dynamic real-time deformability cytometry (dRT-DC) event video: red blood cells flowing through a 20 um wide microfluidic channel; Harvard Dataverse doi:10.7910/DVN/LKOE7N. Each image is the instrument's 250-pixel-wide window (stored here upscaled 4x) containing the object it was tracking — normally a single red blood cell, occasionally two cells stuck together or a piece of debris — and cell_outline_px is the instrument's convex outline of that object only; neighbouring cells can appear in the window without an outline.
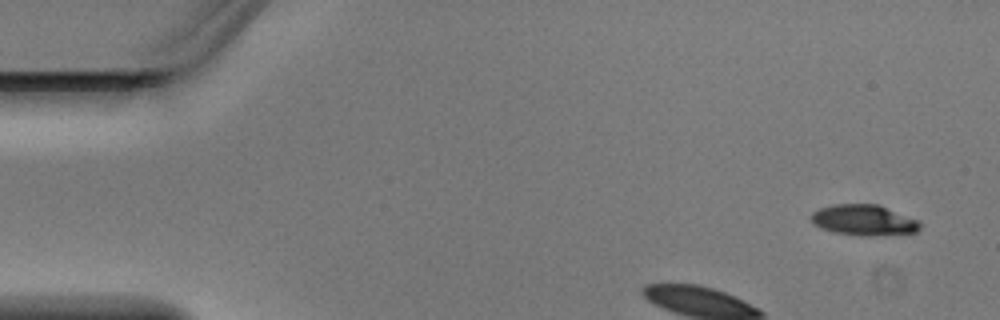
{"species": "Egyptian fruit bat (a non-hibernating species)", "species_latin": "Rousettus aegyptiacus", "temperature_condition": "warm", "stored_images_in_passage": 4, "segment_of_instrument_passage": [1, 2], "camera_frame_rate_fps": 3000, "um_per_image_px": 0.085, "animal": {"sex": "male"}, "frame": {"image": 1, "passage_image": 1, "time_ms": 0.0, "image_size_px": [1000, 320], "cell_outline_px": [[924, 224], [916, 232], [872, 236], [860, 236], [832, 232], [820, 228], [812, 224], [812, 212], [820, 208], [832, 204], [880, 204], [920, 220]], "centroid_in_image_um": [73.46, 18.71], "position_along_channel_um": 11.5, "area_um2": 19.94}}
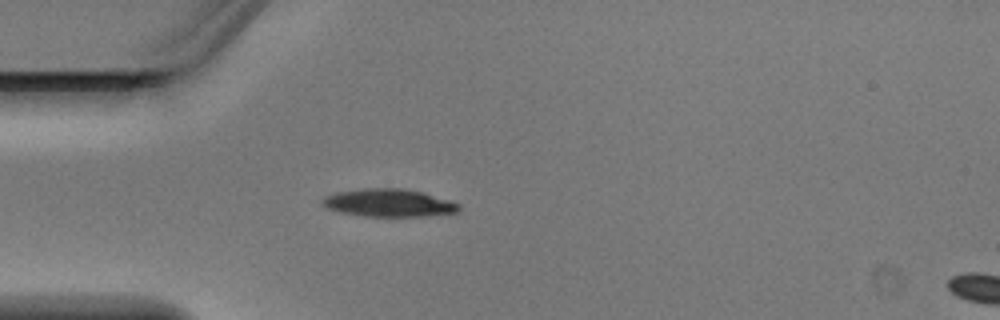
{"frame": {"image": 2, "passage_image": 3, "time_ms": 0.667, "image_size_px": [1000, 320], "cell_outline_px": [[460, 212], [428, 216], [364, 216], [340, 212], [328, 208], [320, 204], [320, 200], [324, 196], [336, 192], [364, 188], [404, 188], [420, 192], [448, 200], [460, 204]], "centroid_in_image_um": [33.02, 17.24], "position_along_channel_um": 52.0, "area_um2": 22.14}}